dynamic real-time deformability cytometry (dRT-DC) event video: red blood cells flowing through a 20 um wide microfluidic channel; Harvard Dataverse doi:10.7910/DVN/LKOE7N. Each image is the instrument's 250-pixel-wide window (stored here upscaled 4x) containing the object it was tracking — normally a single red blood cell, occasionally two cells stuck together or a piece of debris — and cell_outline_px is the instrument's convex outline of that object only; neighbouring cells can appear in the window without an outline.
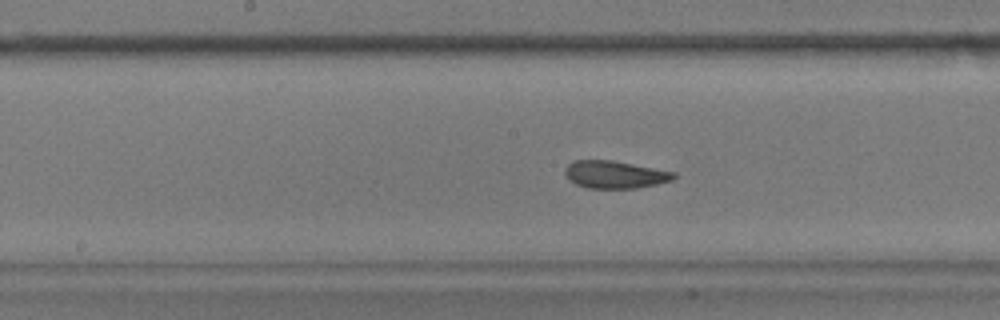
{"species": "common noctule bat (a hibernating species)", "species_latin": "Nyctalus noctula", "temperature_condition": "warm", "stored_images_in_passage": 55, "camera_frame_rate_fps": 3000, "um_per_image_px": 0.085, "animal": {"sex": "male", "body_mass_g": 17.9}, "frame": {"image": 1, "passage_image": 28, "time_ms": 9.0, "image_size_px": [1000, 320], "cell_outline_px": [[676, 176], [672, 180], [656, 184], [636, 188], [588, 188], [576, 184], [568, 180], [564, 172], [564, 168], [568, 164], [576, 160], [612, 160], [676, 172]], "centroid_in_image_um": [52.24, 14.83], "position_along_channel_um": 196.0, "area_um2": 17.46}}
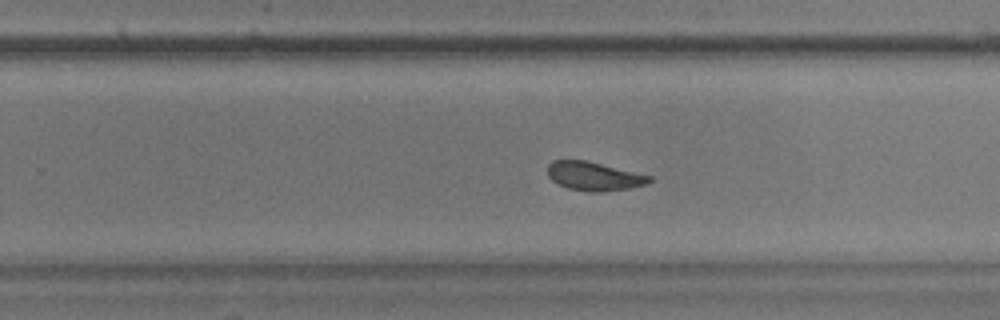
{"frame": {"image": 2, "passage_image": 35, "time_ms": 11.333, "image_size_px": [1000, 320], "cell_outline_px": [[652, 180], [644, 184], [628, 188], [600, 192], [592, 192], [568, 188], [552, 180], [548, 176], [548, 164], [552, 160], [584, 160], [652, 176]], "centroid_in_image_um": [50.46, 14.97], "position_along_channel_um": 279.3, "area_um2": 16.7}}
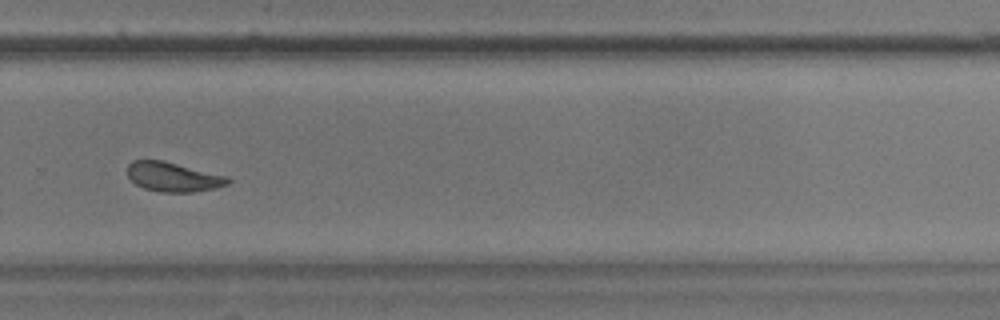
{"frame": {"image": 3, "passage_image": 38, "time_ms": 12.333, "image_size_px": [1000, 320], "cell_outline_px": [[232, 180], [228, 184], [216, 188], [192, 192], [160, 192], [144, 188], [136, 184], [128, 176], [128, 164], [132, 160], [164, 160], [228, 176]], "centroid_in_image_um": [14.74, 15.03], "position_along_channel_um": 315.1, "area_um2": 17.34}, "authors_computed_cell_mechanics": {"area_um2": 18.207, "velocity_mm_per_s": 3.5932, "shape_relaxation_time_tau1_ms": 4.4072, "shape_relaxation_time_tau2_ms": 1.6143, "deformation_change_tau1": 0.1206, "deformation_change_tau2": 0.0781}}